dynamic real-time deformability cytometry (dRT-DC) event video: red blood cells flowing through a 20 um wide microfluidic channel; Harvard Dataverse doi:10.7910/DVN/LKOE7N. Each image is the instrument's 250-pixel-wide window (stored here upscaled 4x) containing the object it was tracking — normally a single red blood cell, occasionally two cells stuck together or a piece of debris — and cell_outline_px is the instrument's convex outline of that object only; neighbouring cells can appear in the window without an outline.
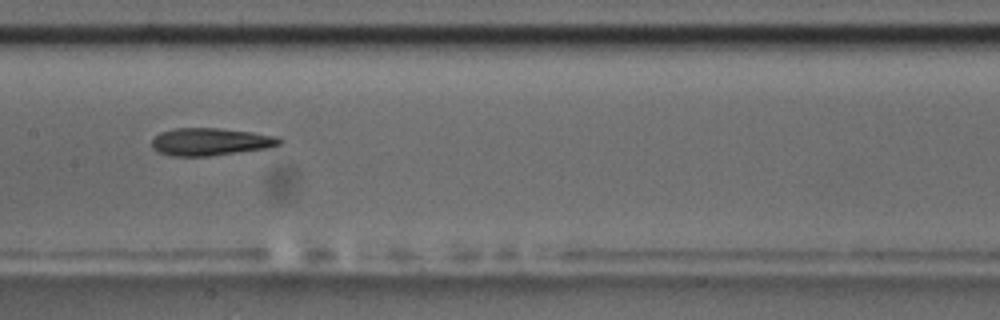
{"species": "common noctule bat (a hibernating species)", "species_latin": "Nyctalus noctula", "temperature_condition": "room temperature", "stored_images_in_passage": 10, "camera_frame_rate_fps": 3000, "um_per_image_px": 0.085, "animal": {"sex": "male", "body_mass_g": 17.5, "forearm_length_mm": 52.3}, "frame": {"image": 1, "passage_image": 5, "time_ms": 4.667, "image_size_px": [1000, 320], "cell_outline_px": [[284, 140], [280, 144], [268, 148], [208, 156], [172, 156], [156, 152], [152, 148], [152, 140], [160, 132], [176, 128], [216, 128], [252, 132], [276, 136]], "centroid_in_image_um": [17.87, 12.05], "position_along_channel_um": 189.5, "area_um2": 20.46}}